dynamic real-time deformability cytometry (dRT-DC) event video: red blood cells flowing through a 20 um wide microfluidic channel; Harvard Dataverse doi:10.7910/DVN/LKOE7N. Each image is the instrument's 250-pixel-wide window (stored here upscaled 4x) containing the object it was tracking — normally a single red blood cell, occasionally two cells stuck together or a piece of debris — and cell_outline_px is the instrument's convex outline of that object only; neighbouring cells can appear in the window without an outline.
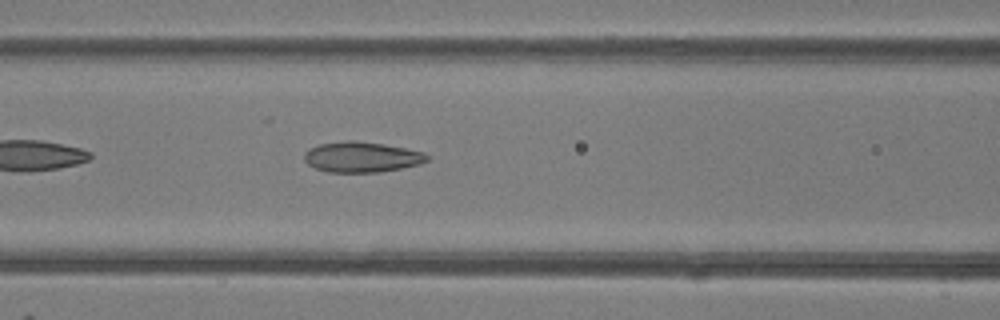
{"species": "common noctule bat (a hibernating species)", "species_latin": "Nyctalus noctula", "temperature_condition": "room temperature", "stored_images_in_passage": 34, "camera_frame_rate_fps": 3000, "um_per_image_px": 0.085, "animal": {"sex": "female"}, "frame": {"image": 1, "passage_image": 6, "time_ms": 1.667, "image_size_px": [1000, 320], "cell_outline_px": [[428, 160], [420, 164], [380, 172], [328, 172], [316, 168], [308, 164], [304, 160], [304, 152], [308, 148], [320, 144], [348, 140], [356, 140], [384, 144], [424, 152], [428, 156]], "centroid_in_image_um": [30.72, 13.34], "position_along_channel_um": 135.9, "area_um2": 21.79}}
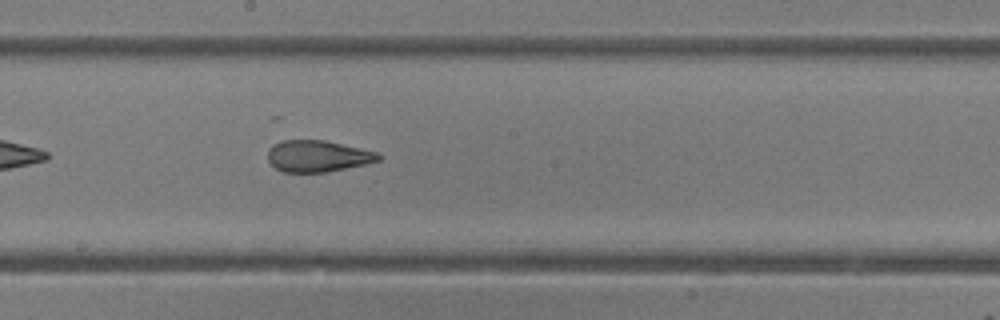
{"frame": {"image": 2, "passage_image": 12, "time_ms": 3.667, "image_size_px": [1000, 320], "cell_outline_px": [[384, 156], [380, 160], [364, 164], [328, 172], [284, 172], [276, 168], [268, 160], [268, 152], [272, 144], [280, 140], [324, 140], [380, 152]], "centroid_in_image_um": [27.04, 13.26], "position_along_channel_um": 221.2, "area_um2": 20.46}}
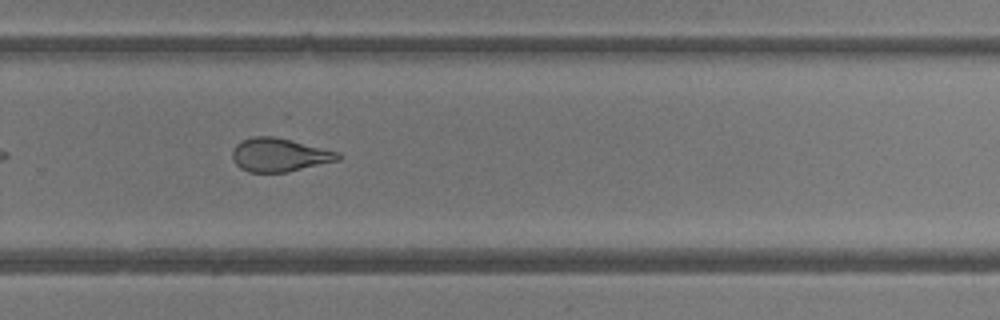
{"frame": {"image": 3, "passage_image": 18, "time_ms": 5.667, "image_size_px": [1000, 320], "cell_outline_px": [[344, 156], [340, 160], [288, 172], [248, 172], [240, 168], [236, 164], [232, 156], [232, 152], [236, 144], [240, 140], [252, 136], [272, 136], [340, 152]], "centroid_in_image_um": [23.76, 13.17], "position_along_channel_um": 306.0, "area_um2": 20.69}}